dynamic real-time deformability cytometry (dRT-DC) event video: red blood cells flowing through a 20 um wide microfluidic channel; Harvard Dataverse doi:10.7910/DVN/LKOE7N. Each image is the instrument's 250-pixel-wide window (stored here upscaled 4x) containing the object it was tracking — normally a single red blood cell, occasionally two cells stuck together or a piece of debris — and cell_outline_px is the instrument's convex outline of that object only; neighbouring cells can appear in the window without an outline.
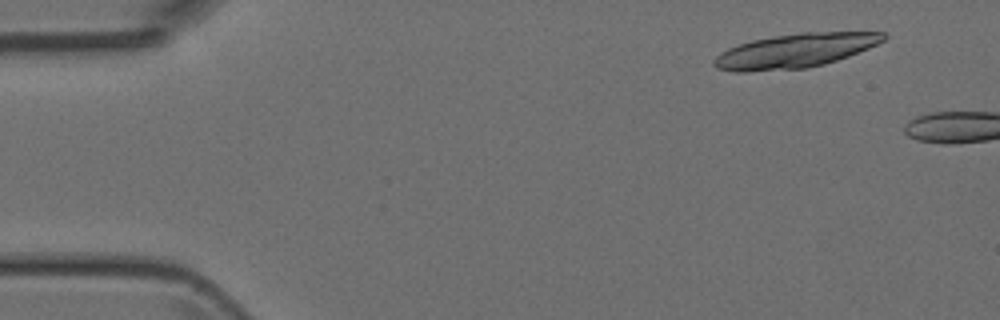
{"species": "Egyptian fruit bat (a non-hibernating species)", "species_latin": "Rousettus aegyptiacus", "temperature_condition": "room temperature", "stored_images_in_passage": 10, "camera_frame_rate_fps": 3000, "um_per_image_px": 0.085, "animal": {"sex": "female"}, "frame": {"image": 1, "passage_image": 4, "time_ms": 1.0, "image_size_px": [1000, 320], "cell_outline_px": [[888, 36], [884, 40], [868, 48], [848, 56], [824, 64], [808, 68], [748, 72], [736, 72], [716, 68], [712, 64], [712, 60], [720, 52], [728, 48], [752, 40], [772, 36], [800, 32], [884, 32]], "centroid_in_image_um": [67.54, 4.32], "position_along_channel_um": 17.5, "area_um2": 33.81}}